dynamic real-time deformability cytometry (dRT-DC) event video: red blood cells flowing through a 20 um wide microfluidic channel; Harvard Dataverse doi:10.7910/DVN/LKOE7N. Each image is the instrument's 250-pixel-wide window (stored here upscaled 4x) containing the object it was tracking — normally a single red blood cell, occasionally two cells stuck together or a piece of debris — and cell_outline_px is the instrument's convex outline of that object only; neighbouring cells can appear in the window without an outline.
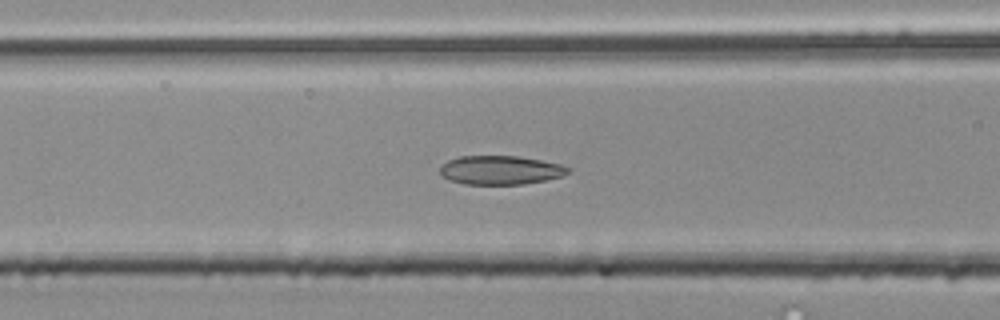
{"species": "common noctule bat (a hibernating species)", "species_latin": "Nyctalus noctula", "temperature_condition": "room temperature", "stored_images_in_passage": 42, "camera_frame_rate_fps": 3000, "um_per_image_px": 0.085, "animal": {"sex": "male", "body_mass_g": 20.4}, "frame": {"image": 1, "passage_image": 9, "time_ms": 2.667, "image_size_px": [1000, 320], "cell_outline_px": [[568, 172], [560, 176], [544, 180], [524, 184], [464, 184], [448, 180], [440, 176], [440, 168], [448, 160], [460, 156], [520, 156], [560, 164], [568, 168]], "centroid_in_image_um": [42.47, 14.46], "position_along_channel_um": 124.1, "area_um2": 21.39}}
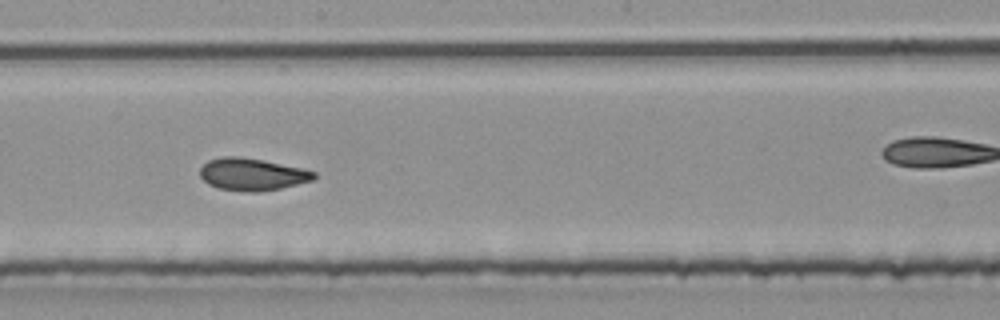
{"frame": {"image": 2, "passage_image": 17, "time_ms": 5.333, "image_size_px": [1000, 320], "cell_outline_px": [[316, 176], [312, 180], [280, 188], [256, 192], [248, 192], [216, 188], [208, 184], [200, 176], [200, 168], [208, 160], [224, 156], [240, 156], [304, 168], [316, 172]], "centroid_in_image_um": [21.41, 14.81], "position_along_channel_um": 226.8, "area_um2": 21.39}}
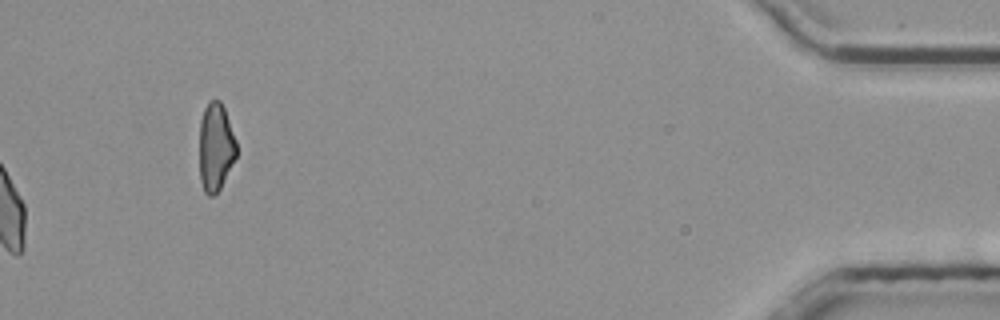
{"frame": {"image": 3, "passage_image": 42, "time_ms": 13.667, "image_size_px": [1000, 320], "cell_outline_px": [[236, 156], [220, 188], [212, 196], [208, 196], [204, 192], [200, 180], [200, 120], [204, 108], [208, 100], [220, 100], [224, 108], [236, 140]], "centroid_in_image_um": [18.32, 12.48], "position_along_channel_um": 416.9, "area_um2": 18.9}, "authors_computed_cell_mechanics": {"area_um2": 21.0392, "velocity_mm_per_s": 3.8561, "shape_relaxation_time_tau1_ms": 4.1359, "shape_relaxation_time_tau2_ms": 1.5971, "deformation_change_tau1": 0.1313, "deformation_change_tau2": 0.0673}}